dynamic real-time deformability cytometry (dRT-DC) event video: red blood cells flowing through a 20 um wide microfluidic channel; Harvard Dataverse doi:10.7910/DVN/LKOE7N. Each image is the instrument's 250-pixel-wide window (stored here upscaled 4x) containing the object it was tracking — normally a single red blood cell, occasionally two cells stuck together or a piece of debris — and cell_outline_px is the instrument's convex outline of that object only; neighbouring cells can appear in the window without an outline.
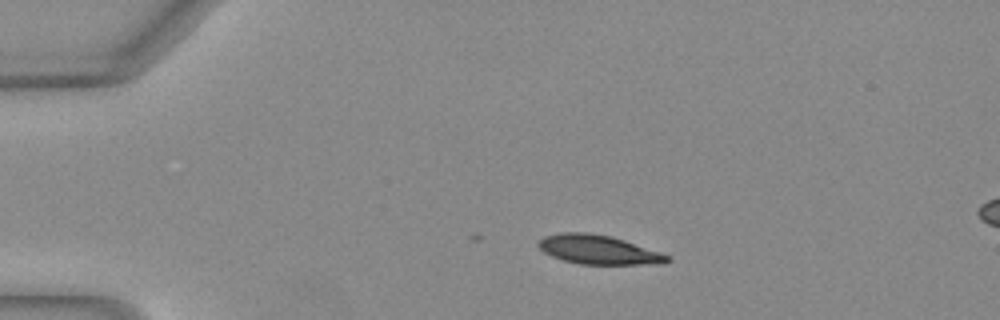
{"species": "Egyptian fruit bat (a non-hibernating species)", "species_latin": "Rousettus aegyptiacus", "temperature_condition": "warm", "stored_images_in_passage": 20, "camera_frame_rate_fps": 3000, "um_per_image_px": 0.085, "animal": {"sex": "female"}, "frame": {"image": 1, "passage_image": 1, "time_ms": 0.0, "image_size_px": [1000, 320], "cell_outline_px": [[672, 260], [664, 264], [580, 264], [564, 260], [552, 256], [544, 252], [536, 244], [544, 236], [560, 232], [588, 232], [612, 236], [660, 252], [668, 256]], "centroid_in_image_um": [50.86, 21.22], "position_along_channel_um": 34.1, "area_um2": 21.85}}
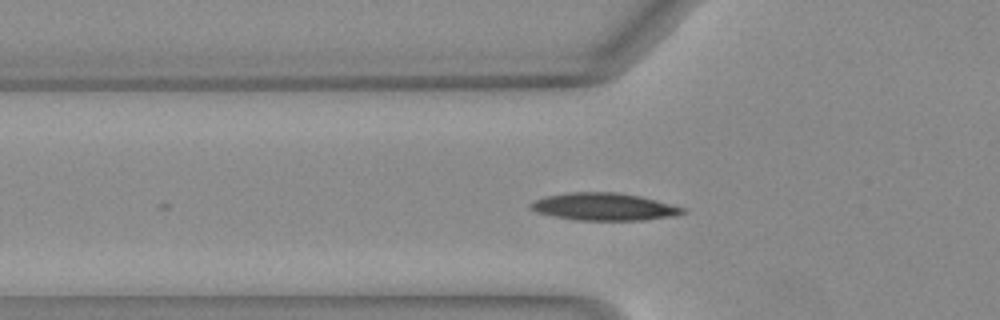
{"frame": {"image": 2, "passage_image": 8, "time_ms": 2.333, "image_size_px": [1000, 320], "cell_outline_px": [[688, 212], [672, 216], [640, 220], [576, 220], [552, 216], [536, 212], [528, 204], [536, 200], [548, 196], [568, 192], [616, 192], [640, 196], [656, 200], [684, 208]], "centroid_in_image_um": [51.33, 17.57], "position_along_channel_um": 74.5, "area_um2": 24.1}}
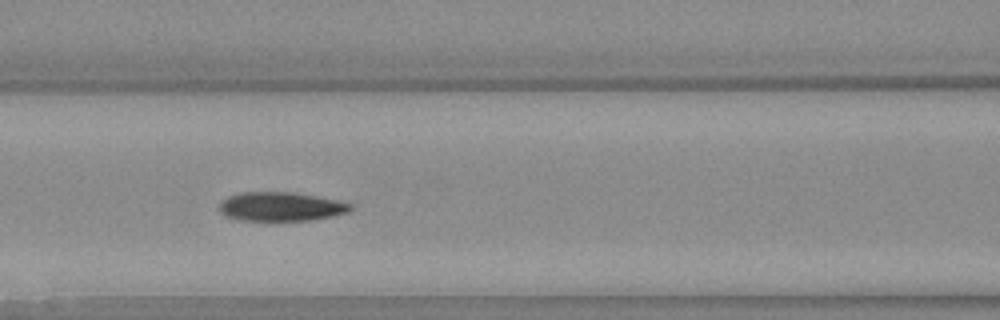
{"frame": {"image": 3, "passage_image": 13, "time_ms": 4.0, "image_size_px": [1000, 320], "cell_outline_px": [[352, 208], [348, 212], [332, 216], [308, 220], [276, 224], [260, 224], [236, 220], [224, 216], [220, 212], [220, 204], [228, 196], [240, 192], [292, 192], [316, 196], [336, 200], [352, 204]], "centroid_in_image_um": [23.8, 17.63], "position_along_channel_um": 142.8, "area_um2": 23.29}}